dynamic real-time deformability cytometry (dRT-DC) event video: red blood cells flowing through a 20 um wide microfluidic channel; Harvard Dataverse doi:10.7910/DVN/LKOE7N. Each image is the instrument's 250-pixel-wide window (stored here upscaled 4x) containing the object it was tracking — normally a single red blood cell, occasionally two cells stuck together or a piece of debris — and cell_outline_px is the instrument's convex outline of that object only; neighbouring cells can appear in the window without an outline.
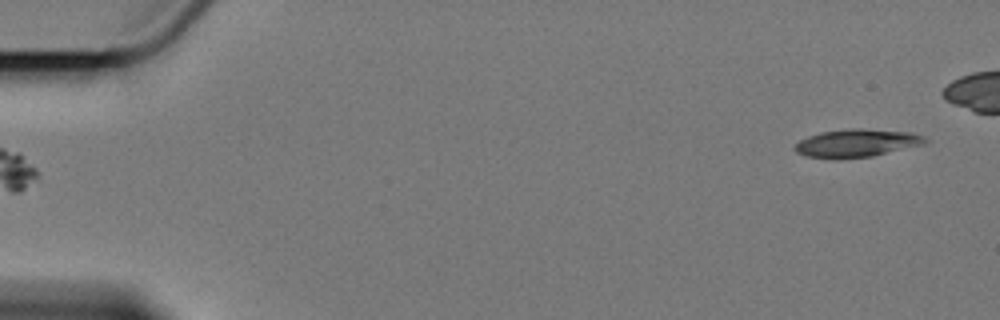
{"species": "Egyptian fruit bat (a non-hibernating species)", "species_latin": "Rousettus aegyptiacus", "temperature_condition": "cold", "stored_images_in_passage": 6, "camera_frame_rate_fps": 3000, "um_per_image_px": 0.085, "animal": {"sex": "female"}, "frame": {"image": 1, "passage_image": 6, "time_ms": 6.667, "image_size_px": [1000, 320], "cell_outline_px": [[928, 140], [924, 144], [872, 156], [840, 160], [832, 160], [808, 156], [796, 152], [792, 148], [800, 140], [808, 136], [820, 132], [852, 128], [860, 128], [912, 132], [924, 136]], "centroid_in_image_um": [72.79, 12.17], "position_along_channel_um": 12.2, "area_um2": 21.5}}